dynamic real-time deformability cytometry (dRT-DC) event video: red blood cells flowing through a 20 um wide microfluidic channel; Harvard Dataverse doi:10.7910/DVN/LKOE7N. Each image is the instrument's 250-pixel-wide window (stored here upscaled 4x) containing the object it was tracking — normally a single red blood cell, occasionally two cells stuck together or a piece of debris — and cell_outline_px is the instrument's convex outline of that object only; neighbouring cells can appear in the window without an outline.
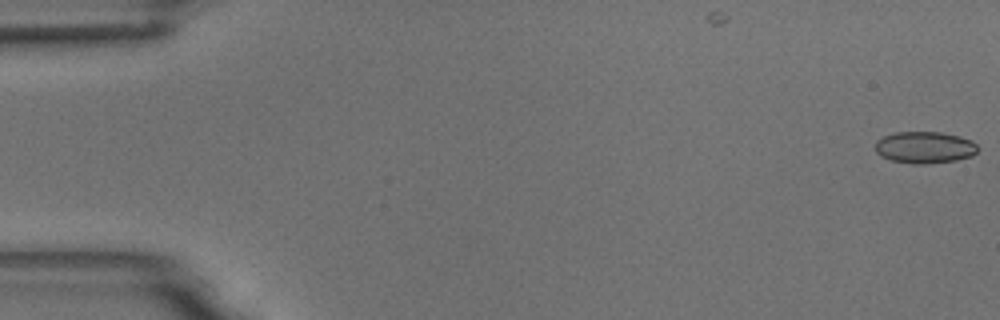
{"species": "common noctule bat (a hibernating species)", "species_latin": "Nyctalus noctula", "temperature_condition": "room temperature", "stored_images_in_passage": 55, "camera_frame_rate_fps": 3000, "um_per_image_px": 0.085, "animal": {"sex": "male", "body_mass_g": 18.8}, "frame": {"image": 1, "passage_image": 1, "time_ms": 0.0, "image_size_px": [1000, 320], "cell_outline_px": [[980, 148], [972, 156], [956, 160], [924, 164], [912, 164], [892, 160], [880, 156], [876, 152], [876, 140], [892, 132], [940, 132], [960, 136], [972, 140]], "centroid_in_image_um": [78.61, 12.52], "position_along_channel_um": 6.4, "area_um2": 19.13}}
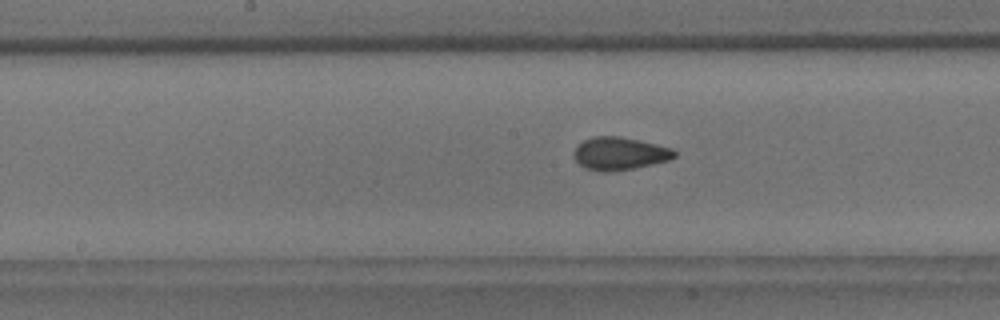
{"frame": {"image": 2, "passage_image": 28, "time_ms": 9.0, "image_size_px": [1000, 320], "cell_outline_px": [[676, 156], [668, 160], [636, 168], [616, 172], [600, 172], [584, 168], [572, 156], [572, 152], [584, 140], [592, 136], [620, 136], [656, 144], [672, 148], [676, 152]], "centroid_in_image_um": [52.64, 13.07], "position_along_channel_um": 195.6, "area_um2": 19.42}}
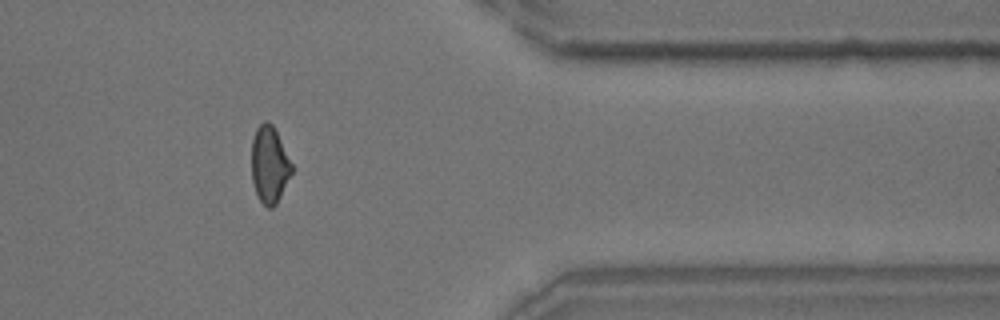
{"frame": {"image": 3, "passage_image": 45, "time_ms": 14.667, "image_size_px": [1000, 320], "cell_outline_px": [[292, 172], [276, 204], [272, 208], [268, 208], [260, 200], [256, 192], [252, 180], [252, 140], [256, 128], [264, 120], [268, 120], [272, 124], [292, 164]], "centroid_in_image_um": [22.89, 13.98], "position_along_channel_um": 388.5, "area_um2": 17.69}, "authors_computed_cell_mechanics": {"area_um2": 18.8428, "velocity_mm_per_s": 3.7297, "shape_relaxation_time_tau1_ms": 8.9151, "shape_relaxation_time_tau2_ms": 1.024, "deformation_change_tau1": 0.1418, "deformation_change_tau2": 0.0551}}